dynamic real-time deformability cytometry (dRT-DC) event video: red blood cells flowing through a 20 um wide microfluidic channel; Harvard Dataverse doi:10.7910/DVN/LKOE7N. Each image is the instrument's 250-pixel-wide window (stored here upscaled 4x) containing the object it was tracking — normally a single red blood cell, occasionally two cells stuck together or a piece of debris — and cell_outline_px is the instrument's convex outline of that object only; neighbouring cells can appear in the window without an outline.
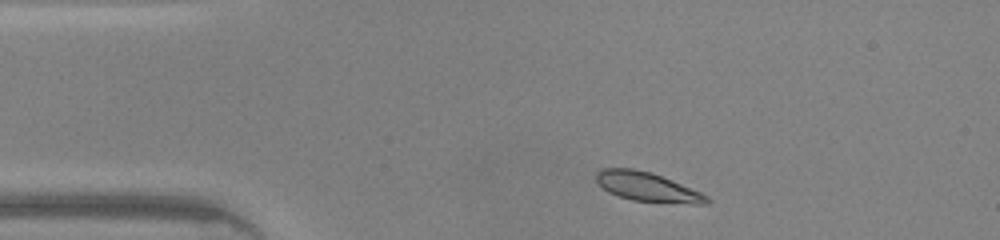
{"species": "common noctule bat (a hibernating species)", "species_latin": "Nyctalus noctula", "temperature_condition": "warm", "stored_images_in_passage": 41, "camera_frame_rate_fps": 3000, "um_per_image_px": 0.085, "animal": {"sex": "male", "body_mass_g": 20.0, "forearm_length_mm": 53.3}, "frame": {"image": 1, "passage_image": 3, "time_ms": 0.667, "image_size_px": [1000, 240], "cell_outline_px": [[712, 200], [708, 204], [692, 204], [632, 200], [608, 192], [596, 180], [596, 172], [600, 168], [632, 168], [652, 172], [672, 180], [700, 192], [708, 196]], "centroid_in_image_um": [55.04, 15.88], "position_along_channel_um": 30.0, "area_um2": 18.79}}
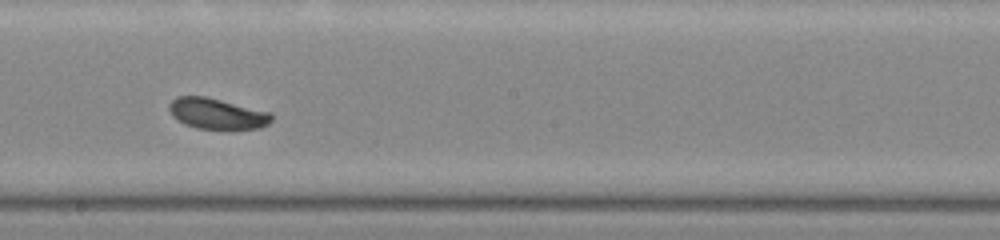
{"frame": {"image": 2, "passage_image": 20, "time_ms": 6.333, "image_size_px": [1000, 240], "cell_outline_px": [[272, 120], [268, 124], [260, 128], [196, 128], [184, 124], [172, 116], [168, 108], [168, 104], [176, 96], [204, 96], [272, 112]], "centroid_in_image_um": [18.42, 9.64], "position_along_channel_um": 229.8, "area_um2": 18.26}}
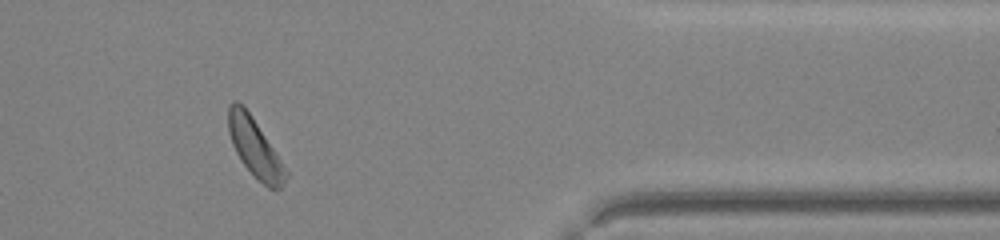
{"frame": {"image": 3, "passage_image": 33, "time_ms": 10.667, "image_size_px": [1000, 240], "cell_outline_px": [[288, 176], [280, 188], [268, 188], [256, 180], [240, 160], [232, 144], [228, 132], [228, 104], [232, 100], [236, 100], [252, 116], [288, 172]], "centroid_in_image_um": [21.63, 12.57], "position_along_channel_um": 389.8, "area_um2": 19.42}, "authors_computed_cell_mechanics": {"area_um2": 19.1896, "velocity_mm_per_s": 4.3131, "shape_relaxation_time_tau1_ms": 1.7583, "shape_relaxation_time_tau2_ms": null, "deformation_change_tau1": 0.1225, "deformation_change_tau2": null}}